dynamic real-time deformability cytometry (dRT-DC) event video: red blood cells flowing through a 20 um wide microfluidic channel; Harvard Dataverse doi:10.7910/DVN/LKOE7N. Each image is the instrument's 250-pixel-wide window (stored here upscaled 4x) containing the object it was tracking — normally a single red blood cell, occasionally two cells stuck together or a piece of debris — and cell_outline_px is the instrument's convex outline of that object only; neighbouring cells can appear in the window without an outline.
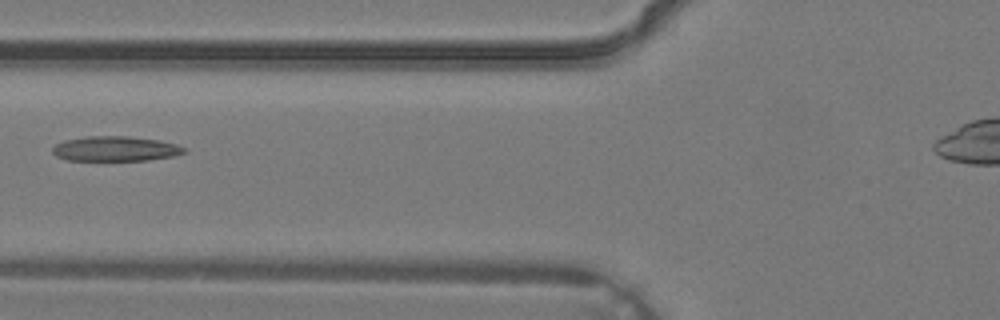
{"species": "common noctule bat (a hibernating species)", "species_latin": "Nyctalus noctula", "temperature_condition": "warm", "stored_images_in_passage": 3, "camera_frame_rate_fps": 3000, "um_per_image_px": 0.085, "animal": {"sex": "male", "body_mass_g": 19.2, "forearm_length_mm": 51.8}, "frame": {"image": 1, "passage_image": 3, "time_ms": 0.667, "image_size_px": [1000, 320], "cell_outline_px": [[188, 152], [172, 156], [148, 160], [68, 160], [56, 156], [52, 152], [52, 148], [56, 144], [64, 140], [84, 136], [128, 136], [160, 140], [176, 144], [184, 148]], "centroid_in_image_um": [9.8, 12.63], "position_along_channel_um": 116.0, "area_um2": 19.13}}